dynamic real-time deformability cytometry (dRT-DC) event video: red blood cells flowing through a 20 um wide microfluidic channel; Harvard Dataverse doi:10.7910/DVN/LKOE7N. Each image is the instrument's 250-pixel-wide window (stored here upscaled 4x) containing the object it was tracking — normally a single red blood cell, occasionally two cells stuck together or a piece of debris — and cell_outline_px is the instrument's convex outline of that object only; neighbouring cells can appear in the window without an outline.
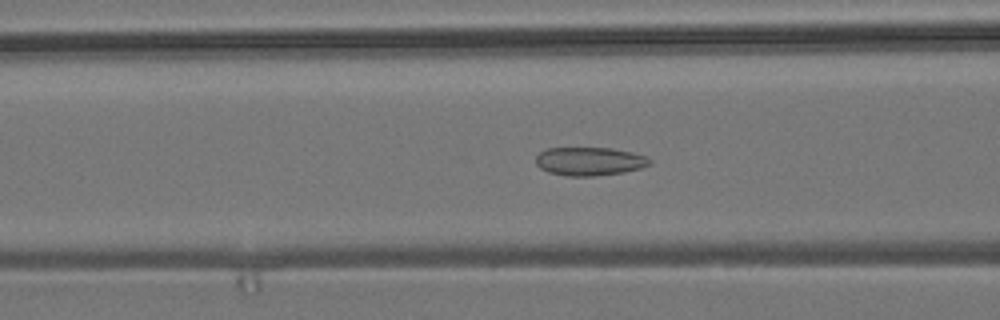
{"species": "common noctule bat (a hibernating species)", "species_latin": "Nyctalus noctula", "temperature_condition": "room temperature", "stored_images_in_passage": 55, "camera_frame_rate_fps": 3000, "um_per_image_px": 0.085, "animal": {"sex": "male", "body_mass_g": 19.2, "forearm_length_mm": 51.8}, "frame": {"image": 1, "passage_image": 22, "time_ms": 7.0, "image_size_px": [1000, 320], "cell_outline_px": [[652, 164], [640, 168], [624, 172], [596, 176], [564, 176], [548, 172], [540, 168], [536, 164], [536, 156], [540, 152], [548, 148], [612, 148], [632, 152], [644, 156], [652, 160]], "centroid_in_image_um": [50.11, 13.72], "position_along_channel_um": 116.5, "area_um2": 18.96}}
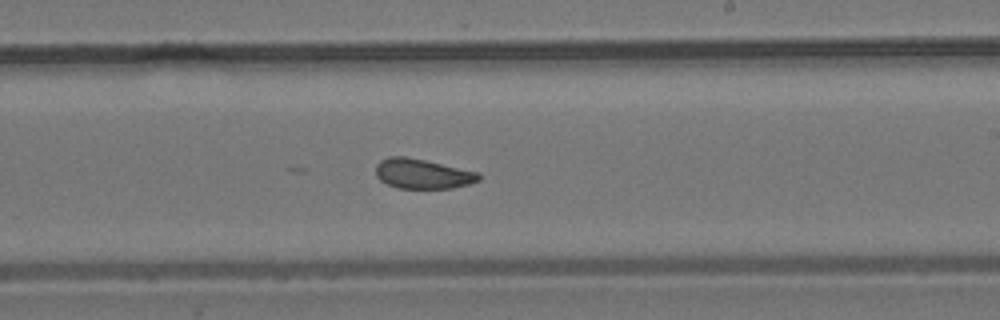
{"frame": {"image": 2, "passage_image": 33, "time_ms": 10.667, "image_size_px": [1000, 320], "cell_outline_px": [[480, 180], [468, 184], [452, 188], [396, 188], [380, 180], [376, 176], [376, 164], [380, 160], [388, 156], [404, 156], [424, 160], [480, 172]], "centroid_in_image_um": [35.9, 14.77], "position_along_channel_um": 253.1, "area_um2": 17.92}}
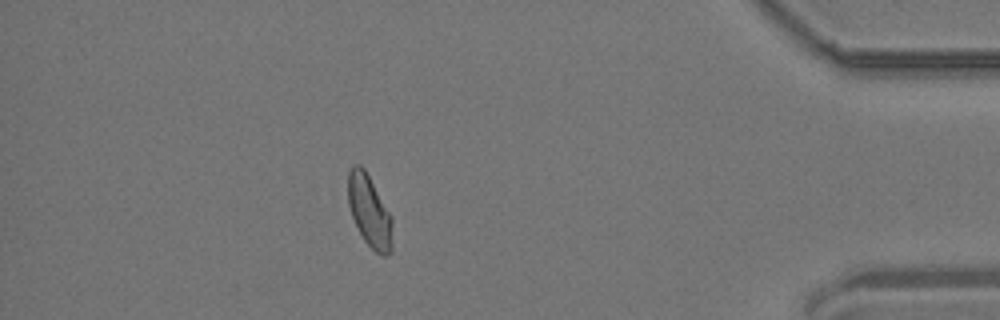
{"frame": {"image": 3, "passage_image": 49, "time_ms": 16.0, "image_size_px": [1000, 320], "cell_outline_px": [[392, 252], [388, 256], [380, 256], [364, 240], [352, 216], [348, 204], [348, 172], [352, 164], [360, 164], [364, 168], [392, 216]], "centroid_in_image_um": [31.41, 17.96], "position_along_channel_um": 403.8, "area_um2": 18.67}, "authors_computed_cell_mechanics": {"area_um2": 18.8428, "velocity_mm_per_s": 3.7259, "shape_relaxation_time_tau1_ms": null, "shape_relaxation_time_tau2_ms": 2.1298, "deformation_change_tau1": null, "deformation_change_tau2": 0.0638}}